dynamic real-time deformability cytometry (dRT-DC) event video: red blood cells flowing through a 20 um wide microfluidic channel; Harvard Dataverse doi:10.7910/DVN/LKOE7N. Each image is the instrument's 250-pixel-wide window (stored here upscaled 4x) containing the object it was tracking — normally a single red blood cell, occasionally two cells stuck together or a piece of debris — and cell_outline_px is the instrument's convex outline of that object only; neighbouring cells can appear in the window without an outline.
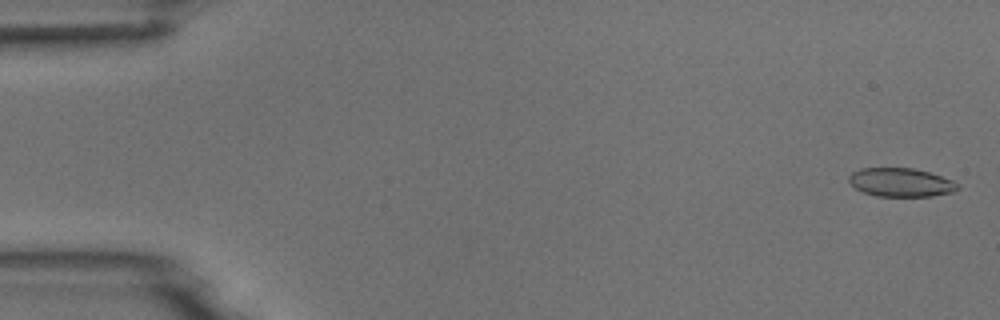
{"species": "common noctule bat (a hibernating species)", "species_latin": "Nyctalus noctula", "temperature_condition": "room temperature", "stored_images_in_passage": 4, "camera_frame_rate_fps": 3000, "um_per_image_px": 0.085, "animal": {"sex": "male", "body_mass_g": 18.8}, "frame": {"image": 1, "passage_image": 1, "time_ms": 0.0, "image_size_px": [1000, 320], "cell_outline_px": [[960, 188], [952, 192], [932, 196], [876, 196], [864, 192], [856, 188], [848, 180], [848, 176], [852, 172], [860, 168], [912, 168], [928, 172], [952, 180], [960, 184]], "centroid_in_image_um": [76.58, 15.5], "position_along_channel_um": 8.4, "area_um2": 18.09}}